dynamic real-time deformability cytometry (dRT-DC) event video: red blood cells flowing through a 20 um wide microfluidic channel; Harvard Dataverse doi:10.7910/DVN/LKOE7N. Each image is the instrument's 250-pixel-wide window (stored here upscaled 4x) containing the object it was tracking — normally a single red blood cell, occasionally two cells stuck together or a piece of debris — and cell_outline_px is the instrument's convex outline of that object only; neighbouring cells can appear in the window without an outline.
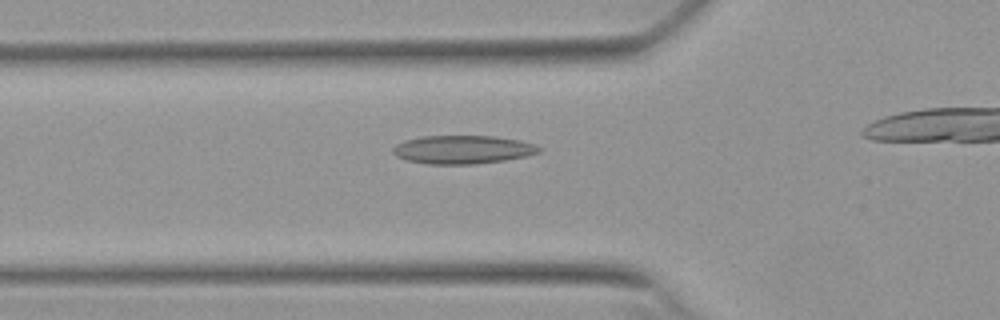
{"species": "Egyptian fruit bat (a non-hibernating species)", "species_latin": "Rousettus aegyptiacus", "temperature_condition": "warm", "stored_images_in_passage": 32, "camera_frame_rate_fps": 3000, "um_per_image_px": 0.085, "animal": {"sex": "female"}, "frame": {"image": 1, "passage_image": 7, "time_ms": 2.0, "image_size_px": [1000, 320], "cell_outline_px": [[544, 148], [540, 152], [528, 156], [504, 160], [476, 164], [428, 164], [404, 160], [396, 156], [392, 152], [392, 148], [396, 144], [404, 140], [424, 136], [496, 136], [520, 140], [536, 144]], "centroid_in_image_um": [39.35, 12.71], "position_along_channel_um": 86.4, "area_um2": 24.51}}
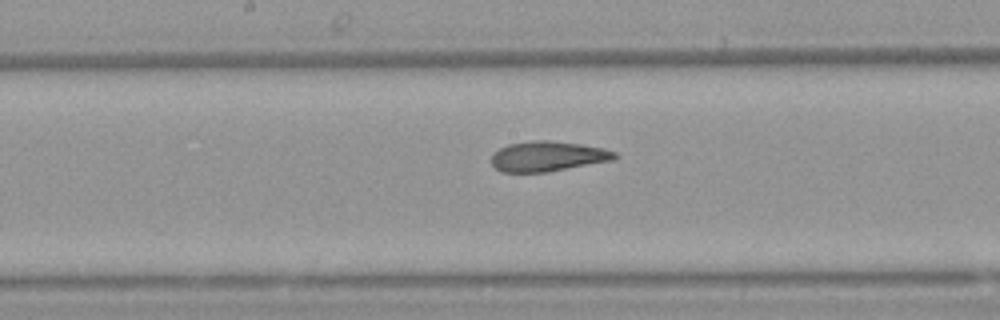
{"frame": {"image": 2, "passage_image": 16, "time_ms": 5.0, "image_size_px": [1000, 320], "cell_outline_px": [[620, 156], [616, 160], [548, 172], [500, 172], [492, 164], [492, 152], [508, 144], [532, 140], [548, 140], [580, 144], [604, 148], [616, 152]], "centroid_in_image_um": [46.6, 13.29], "position_along_channel_um": 201.6, "area_um2": 21.96}}
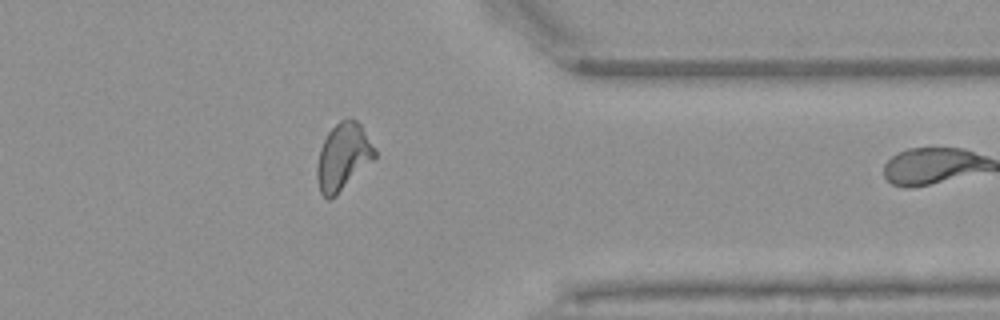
{"frame": {"image": 3, "passage_image": 31, "time_ms": 10.0, "image_size_px": [1000, 320], "cell_outline_px": [[376, 160], [336, 196], [328, 200], [320, 192], [316, 176], [316, 168], [320, 148], [328, 132], [340, 120], [352, 116], [360, 124], [376, 148]], "centroid_in_image_um": [29.19, 13.33], "position_along_channel_um": 382.2, "area_um2": 23.06}}